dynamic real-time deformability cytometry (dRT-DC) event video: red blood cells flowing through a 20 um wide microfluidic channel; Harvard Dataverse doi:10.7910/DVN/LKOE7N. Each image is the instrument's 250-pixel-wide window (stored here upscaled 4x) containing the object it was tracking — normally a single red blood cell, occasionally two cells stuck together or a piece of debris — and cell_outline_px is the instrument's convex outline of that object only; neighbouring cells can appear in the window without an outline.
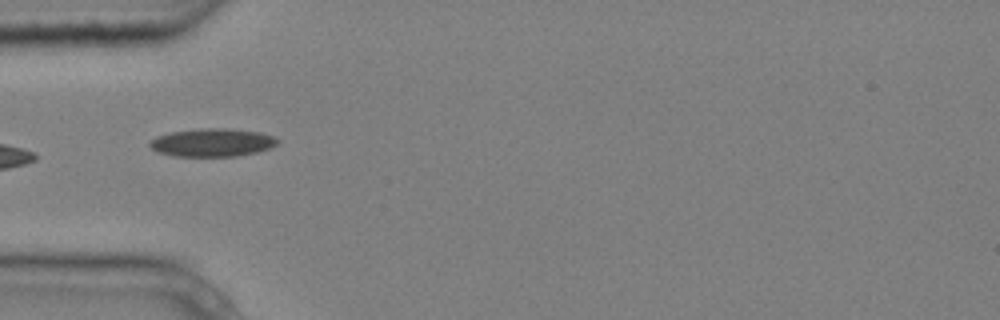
{"species": "common noctule bat (a hibernating species)", "species_latin": "Nyctalus noctula", "temperature_condition": "cold", "stored_images_in_passage": 8, "camera_frame_rate_fps": 3000, "um_per_image_px": 0.085, "animal": {"sex": "male", "body_mass_g": 20.4}, "frame": {"image": 1, "passage_image": 5, "time_ms": 1.333, "image_size_px": [1000, 320], "cell_outline_px": [[280, 140], [276, 144], [268, 148], [256, 152], [236, 156], [172, 156], [156, 152], [148, 144], [156, 136], [172, 132], [200, 128], [224, 128], [260, 132], [272, 136]], "centroid_in_image_um": [18.01, 12.11], "position_along_channel_um": 67.0, "area_um2": 20.81}}
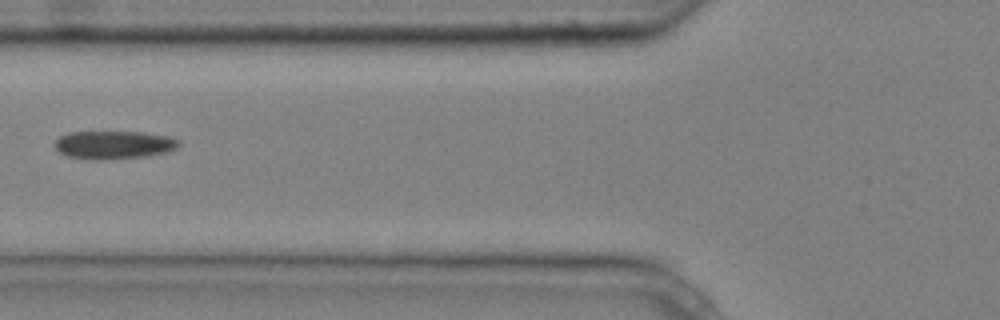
{"frame": {"image": 2, "passage_image": 6, "time_ms": 1.667, "image_size_px": [1000, 320], "cell_outline_px": [[180, 144], [176, 148], [168, 152], [148, 156], [108, 160], [92, 160], [68, 156], [60, 152], [56, 148], [56, 140], [60, 136], [72, 132], [144, 132], [168, 136], [180, 140]], "centroid_in_image_um": [9.72, 12.32], "position_along_channel_um": 116.1, "area_um2": 20.46}}